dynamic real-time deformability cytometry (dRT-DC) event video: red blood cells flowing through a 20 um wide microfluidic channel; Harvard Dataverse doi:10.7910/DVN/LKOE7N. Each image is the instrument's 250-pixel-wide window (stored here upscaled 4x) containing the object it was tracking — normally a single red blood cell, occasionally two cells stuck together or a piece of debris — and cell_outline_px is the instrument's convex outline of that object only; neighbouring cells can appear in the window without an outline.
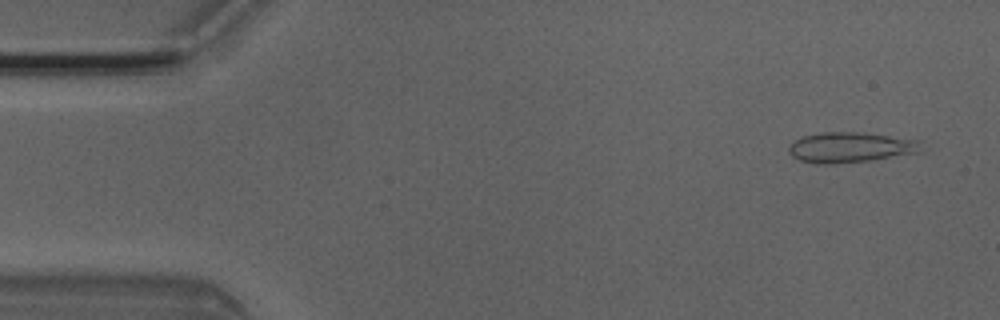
{"species": "Egyptian fruit bat (a non-hibernating species)", "species_latin": "Rousettus aegyptiacus", "temperature_condition": "room temperature", "stored_images_in_passage": 4, "camera_frame_rate_fps": 3000, "um_per_image_px": 0.085, "animal": {"sex": "male"}, "frame": {"image": 1, "passage_image": 1, "time_ms": 0.0, "image_size_px": [1000, 320], "cell_outline_px": [[924, 152], [872, 160], [832, 164], [816, 164], [800, 160], [792, 156], [788, 152], [788, 148], [800, 136], [824, 132], [864, 132], [924, 140]], "centroid_in_image_um": [72.4, 12.52], "position_along_channel_um": 12.6, "area_um2": 24.04}}